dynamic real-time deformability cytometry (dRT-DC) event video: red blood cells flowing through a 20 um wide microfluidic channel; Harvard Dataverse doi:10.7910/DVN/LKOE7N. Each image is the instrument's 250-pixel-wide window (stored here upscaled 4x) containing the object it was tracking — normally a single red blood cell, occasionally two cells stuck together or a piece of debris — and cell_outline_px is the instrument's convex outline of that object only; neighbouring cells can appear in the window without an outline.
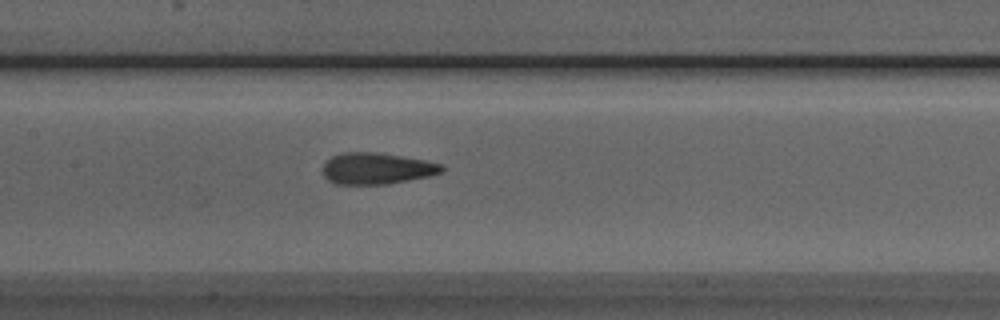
{"species": "Egyptian fruit bat (a non-hibernating species)", "species_latin": "Rousettus aegyptiacus", "temperature_condition": "room temperature", "stored_images_in_passage": 37, "camera_frame_rate_fps": 3000, "um_per_image_px": 0.085, "animal": {"sex": "male"}, "frame": {"image": 1, "passage_image": 13, "time_ms": 4.0, "image_size_px": [1000, 320], "cell_outline_px": [[444, 172], [428, 176], [388, 184], [332, 184], [324, 176], [324, 164], [332, 156], [344, 152], [376, 152], [424, 160], [440, 164], [444, 168]], "centroid_in_image_um": [32.01, 14.33], "position_along_channel_um": 175.4, "area_um2": 21.62}}
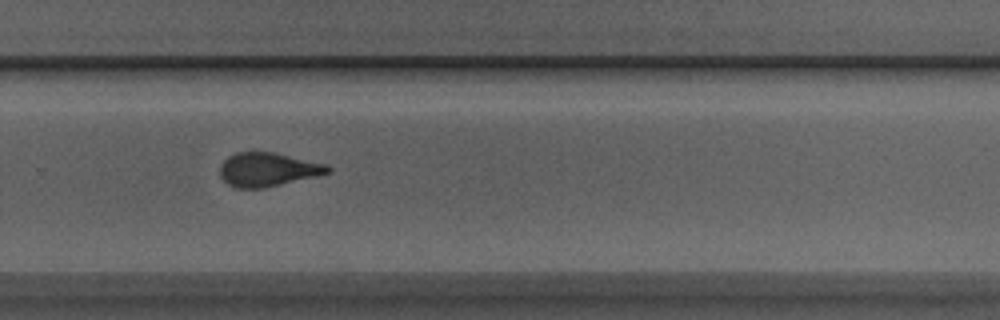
{"frame": {"image": 2, "passage_image": 23, "time_ms": 7.333, "image_size_px": [1000, 320], "cell_outline_px": [[332, 168], [328, 172], [264, 188], [236, 188], [228, 184], [220, 176], [220, 164], [228, 156], [236, 152], [276, 152], [328, 164]], "centroid_in_image_um": [22.73, 14.39], "position_along_channel_um": 307.1, "area_um2": 21.1}}
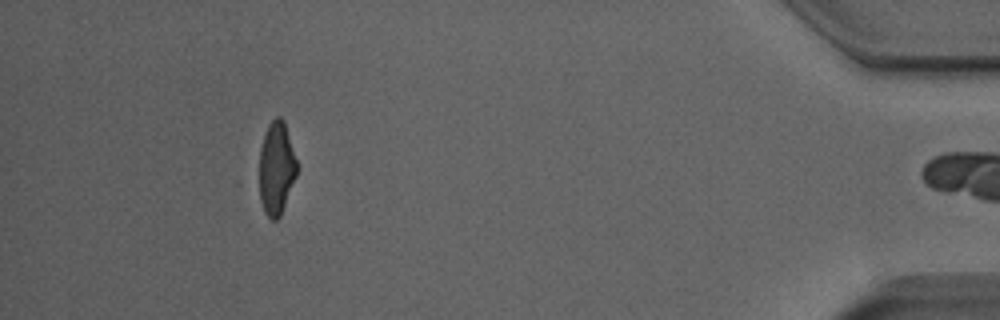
{"frame": {"image": 3, "passage_image": 36, "time_ms": 11.667, "image_size_px": [1000, 320], "cell_outline_px": [[296, 176], [280, 216], [276, 220], [272, 220], [264, 212], [260, 200], [260, 148], [268, 124], [276, 116], [280, 116], [284, 120], [296, 160]], "centroid_in_image_um": [23.48, 14.29], "position_along_channel_um": 411.7, "area_um2": 20.06}, "authors_computed_cell_mechanics": {"area_um2": 21.6172, "velocity_mm_per_s": 3.9698, "shape_relaxation_time_tau1_ms": 5.4811, "shape_relaxation_time_tau2_ms": 1.433, "deformation_change_tau1": 0.1759, "deformation_change_tau2": 0.0926}}